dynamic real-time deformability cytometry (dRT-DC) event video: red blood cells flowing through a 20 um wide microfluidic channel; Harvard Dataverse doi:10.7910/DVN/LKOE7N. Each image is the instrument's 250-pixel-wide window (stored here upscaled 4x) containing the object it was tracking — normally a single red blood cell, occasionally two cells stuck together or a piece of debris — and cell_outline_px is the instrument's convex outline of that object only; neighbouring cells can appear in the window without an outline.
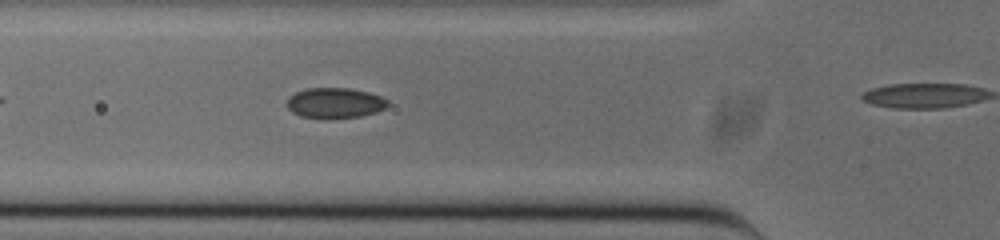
{"species": "common noctule bat (a hibernating species)", "species_latin": "Nyctalus noctula", "temperature_condition": "cold", "stored_images_in_passage": 8, "camera_frame_rate_fps": 3000, "um_per_image_px": 0.085, "animal": {"sex": "male", "body_mass_g": 20.0, "forearm_length_mm": 53.3}, "frame": {"image": 1, "passage_image": 4, "time_ms": 1.0, "image_size_px": [1000, 240], "cell_outline_px": [[388, 104], [384, 108], [376, 112], [360, 116], [300, 116], [292, 112], [284, 104], [288, 96], [296, 92], [308, 88], [348, 88], [368, 92], [380, 96], [388, 100]], "centroid_in_image_um": [28.43, 8.71], "position_along_channel_um": 97.4, "area_um2": 17.34}}
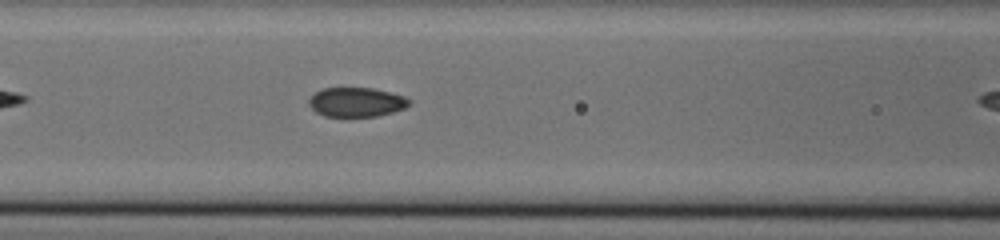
{"frame": {"image": 2, "passage_image": 7, "time_ms": 2.0, "image_size_px": [1000, 240], "cell_outline_px": [[412, 100], [404, 108], [392, 112], [376, 116], [324, 116], [316, 112], [308, 104], [308, 100], [316, 92], [324, 88], [372, 88], [404, 96]], "centroid_in_image_um": [30.28, 8.68], "position_along_channel_um": 136.3, "area_um2": 16.94}}